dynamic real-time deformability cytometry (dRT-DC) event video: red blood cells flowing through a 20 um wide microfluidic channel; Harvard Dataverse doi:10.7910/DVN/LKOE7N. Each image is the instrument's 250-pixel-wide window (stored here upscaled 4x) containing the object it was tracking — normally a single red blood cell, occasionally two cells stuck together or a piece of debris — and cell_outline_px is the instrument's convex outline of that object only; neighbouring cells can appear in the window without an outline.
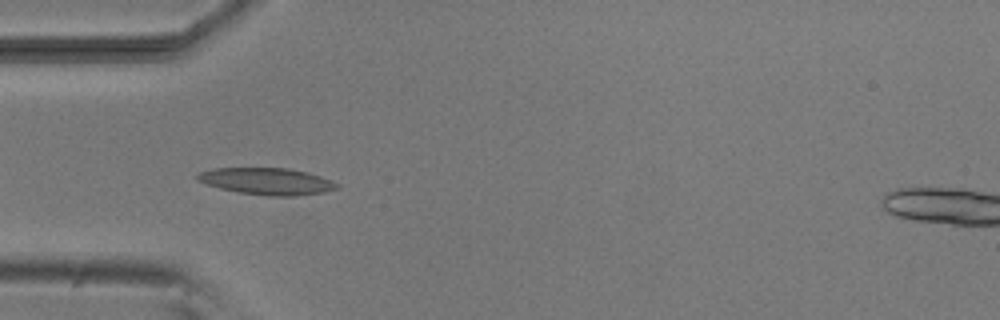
{"species": "common noctule bat (a hibernating species)", "species_latin": "Nyctalus noctula", "temperature_condition": "room temperature", "stored_images_in_passage": 15, "camera_frame_rate_fps": 3000, "um_per_image_px": 0.085, "animal": {"sex": "male", "body_mass_g": 20.5, "forearm_length_mm": 52.5}, "frame": {"image": 1, "passage_image": 3, "time_ms": 0.667, "image_size_px": [1000, 320], "cell_outline_px": [[340, 188], [324, 192], [296, 196], [268, 196], [240, 192], [220, 188], [196, 180], [196, 176], [200, 172], [212, 168], [288, 168], [308, 172], [332, 180], [340, 184]], "centroid_in_image_um": [22.74, 15.41], "position_along_channel_um": 62.3, "area_um2": 21.85}}
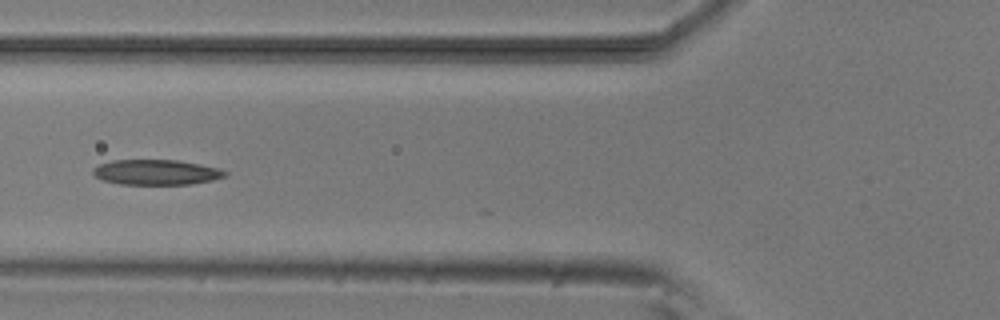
{"frame": {"image": 2, "passage_image": 7, "time_ms": 2.0, "image_size_px": [1000, 320], "cell_outline_px": [[228, 172], [224, 176], [212, 180], [192, 184], [120, 184], [104, 180], [96, 176], [92, 172], [100, 164], [112, 160], [176, 160], [200, 164], [220, 168]], "centroid_in_image_um": [13.32, 14.64], "position_along_channel_um": 112.5, "area_um2": 19.19}}
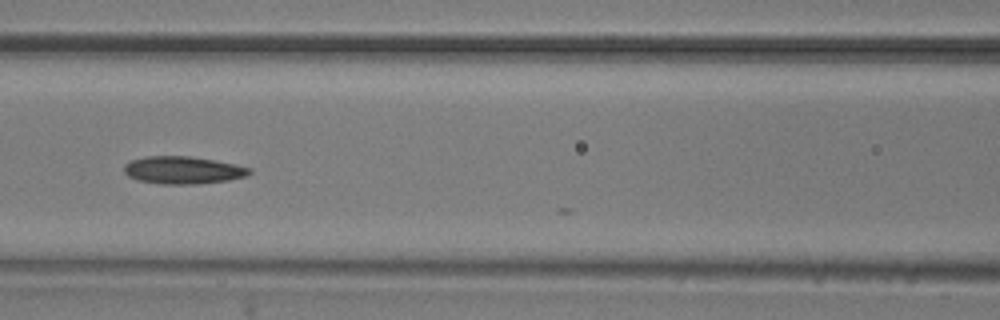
{"frame": {"image": 3, "passage_image": 10, "time_ms": 3.0, "image_size_px": [1000, 320], "cell_outline_px": [[252, 172], [248, 176], [228, 180], [196, 184], [160, 184], [140, 180], [128, 176], [124, 172], [124, 164], [128, 160], [144, 156], [188, 156], [236, 164], [252, 168]], "centroid_in_image_um": [15.54, 14.45], "position_along_channel_um": 151.1, "area_um2": 20.23}}